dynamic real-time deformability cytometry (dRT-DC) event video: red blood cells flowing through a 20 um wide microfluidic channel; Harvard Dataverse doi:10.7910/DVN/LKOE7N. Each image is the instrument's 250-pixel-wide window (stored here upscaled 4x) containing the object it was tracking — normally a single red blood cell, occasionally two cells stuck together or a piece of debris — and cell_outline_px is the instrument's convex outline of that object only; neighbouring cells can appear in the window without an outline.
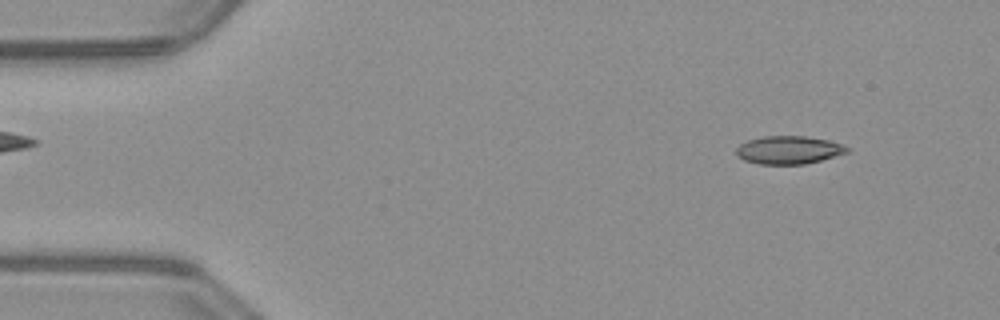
{"species": "common noctule bat (a hibernating species)", "species_latin": "Nyctalus noctula", "temperature_condition": "warm", "stored_images_in_passage": 51, "camera_frame_rate_fps": 3000, "um_per_image_px": 0.085, "animal": {"sex": "male", "body_mass_g": 23.1, "forearm_length_mm": 52.7}, "frame": {"image": 1, "passage_image": 5, "time_ms": 1.333, "image_size_px": [1000, 320], "cell_outline_px": [[852, 148], [848, 152], [820, 160], [804, 164], [760, 164], [744, 160], [736, 156], [736, 148], [740, 144], [748, 140], [764, 136], [804, 136], [828, 140], [844, 144]], "centroid_in_image_um": [67.05, 12.74], "position_along_channel_um": 17.9, "area_um2": 18.15}}
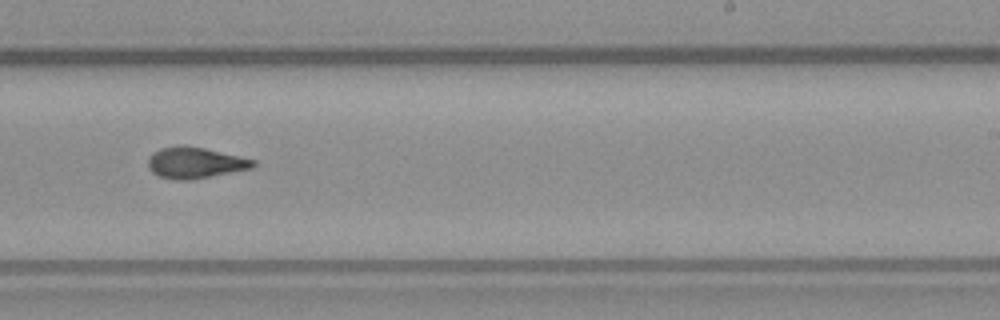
{"frame": {"image": 2, "passage_image": 31, "time_ms": 10.0, "image_size_px": [1000, 320], "cell_outline_px": [[256, 164], [252, 168], [188, 180], [176, 180], [160, 176], [152, 172], [148, 168], [148, 160], [152, 152], [160, 148], [204, 148], [256, 160]], "centroid_in_image_um": [16.59, 13.86], "position_along_channel_um": 272.4, "area_um2": 18.32}}
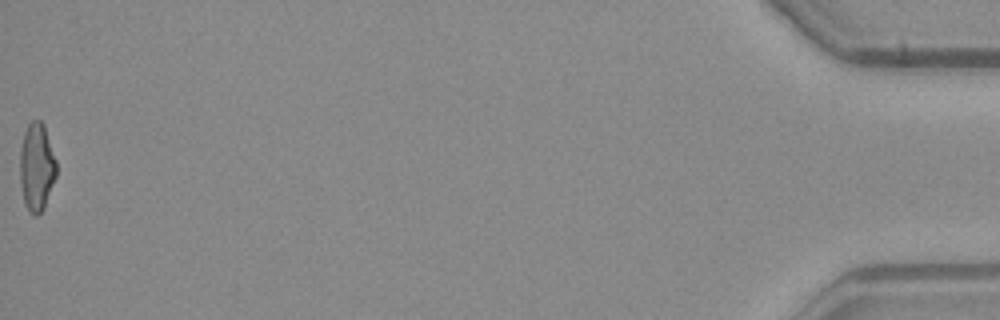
{"frame": {"image": 3, "passage_image": 51, "time_ms": 16.667, "image_size_px": [1000, 320], "cell_outline_px": [[56, 176], [44, 208], [36, 216], [28, 212], [24, 204], [20, 184], [20, 148], [24, 132], [28, 124], [32, 120], [40, 120], [44, 124], [56, 160]], "centroid_in_image_um": [3.1, 14.2], "position_along_channel_um": 432.1, "area_um2": 18.84}, "authors_computed_cell_mechanics": {"area_um2": 18.6116, "velocity_mm_per_s": 4.0308, "shape_relaxation_time_tau1_ms": 8.973, "shape_relaxation_time_tau2_ms": 1.9843, "deformation_change_tau1": 0.208, "deformation_change_tau2": 0.0989}}